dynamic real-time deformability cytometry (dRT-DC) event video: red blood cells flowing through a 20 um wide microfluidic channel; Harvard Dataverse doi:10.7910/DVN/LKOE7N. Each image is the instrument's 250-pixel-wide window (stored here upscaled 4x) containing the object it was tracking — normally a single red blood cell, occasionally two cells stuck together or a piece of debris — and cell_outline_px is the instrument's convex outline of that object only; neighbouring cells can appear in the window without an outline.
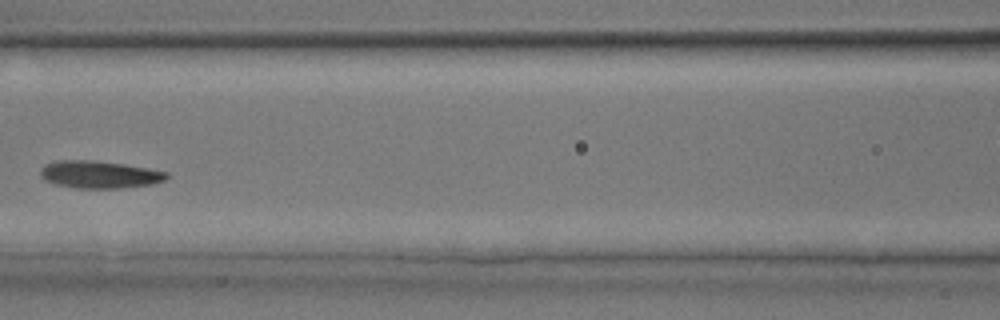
{"species": "common noctule bat (a hibernating species)", "species_latin": "Nyctalus noctula", "temperature_condition": "room temperature", "stored_images_in_passage": 5, "camera_frame_rate_fps": 3000, "um_per_image_px": 0.085, "animal": {"sex": "male", "body_mass_g": 17.9, "forearm_length_mm": 54.2}, "frame": {"image": 1, "passage_image": 5, "time_ms": 4.333, "image_size_px": [1000, 320], "cell_outline_px": [[168, 176], [164, 180], [152, 184], [120, 188], [76, 188], [56, 184], [44, 180], [40, 176], [40, 168], [44, 164], [56, 160], [92, 160], [124, 164], [148, 168], [168, 172]], "centroid_in_image_um": [8.41, 14.82], "position_along_channel_um": 158.2, "area_um2": 20.23}}